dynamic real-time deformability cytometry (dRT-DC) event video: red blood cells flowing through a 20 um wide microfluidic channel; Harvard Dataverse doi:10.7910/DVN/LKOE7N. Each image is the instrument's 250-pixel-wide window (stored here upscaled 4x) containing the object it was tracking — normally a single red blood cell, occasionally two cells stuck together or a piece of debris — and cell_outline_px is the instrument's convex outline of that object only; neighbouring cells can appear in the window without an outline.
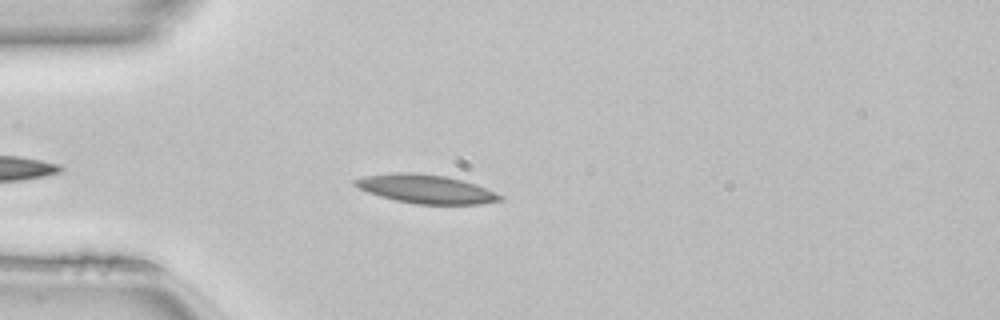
{"species": "common noctule bat (a hibernating species)", "species_latin": "Nyctalus noctula", "temperature_condition": "room temperature", "stored_images_in_passage": 39, "camera_frame_rate_fps": 3000, "um_per_image_px": 0.085, "animal": {"sex": "female", "body_mass_g": 22.7, "forearm_length_mm": 54.2}, "frame": {"image": 1, "passage_image": 6, "time_ms": 1.667, "image_size_px": [1000, 320], "cell_outline_px": [[504, 200], [480, 204], [416, 204], [396, 200], [380, 196], [368, 192], [352, 184], [352, 180], [368, 176], [396, 172], [412, 172], [444, 176], [460, 180], [484, 188], [504, 196]], "centroid_in_image_um": [36.19, 16.07], "position_along_channel_um": 48.8, "area_um2": 23.87}, "authors_computed_cell_mechanics": {"area_um2": 22.4842, "velocity_mm_per_s": 4.1143, "shape_relaxation_time_tau1_ms": 8.2968, "shape_relaxation_time_tau2_ms": 7.5997, "deformation_change_tau1": 0.1862, "deformation_change_tau2": 0.1329}}